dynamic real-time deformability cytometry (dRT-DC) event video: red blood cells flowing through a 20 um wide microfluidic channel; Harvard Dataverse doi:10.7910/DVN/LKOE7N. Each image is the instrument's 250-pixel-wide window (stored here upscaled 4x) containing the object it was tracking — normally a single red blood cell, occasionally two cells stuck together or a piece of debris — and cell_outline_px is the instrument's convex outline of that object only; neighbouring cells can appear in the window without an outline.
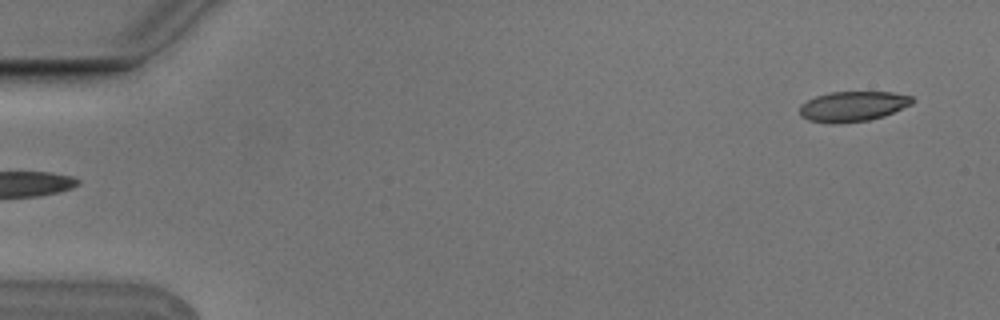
{"species": "Egyptian fruit bat (a non-hibernating species)", "species_latin": "Rousettus aegyptiacus", "temperature_condition": "cold", "stored_images_in_passage": 4, "segment_of_instrument_passage": [2, 2], "camera_frame_rate_fps": 3000, "um_per_image_px": 0.085, "animal": {"sex": "male"}, "frame": {"image": 1, "passage_image": 4, "time_ms": 1.0, "image_size_px": [1000, 320], "cell_outline_px": [[916, 100], [912, 104], [884, 116], [868, 120], [832, 124], [808, 120], [800, 116], [800, 104], [816, 96], [828, 92], [892, 92], [912, 96]], "centroid_in_image_um": [72.49, 9.04], "position_along_channel_um": 12.5, "area_um2": 19.88}}